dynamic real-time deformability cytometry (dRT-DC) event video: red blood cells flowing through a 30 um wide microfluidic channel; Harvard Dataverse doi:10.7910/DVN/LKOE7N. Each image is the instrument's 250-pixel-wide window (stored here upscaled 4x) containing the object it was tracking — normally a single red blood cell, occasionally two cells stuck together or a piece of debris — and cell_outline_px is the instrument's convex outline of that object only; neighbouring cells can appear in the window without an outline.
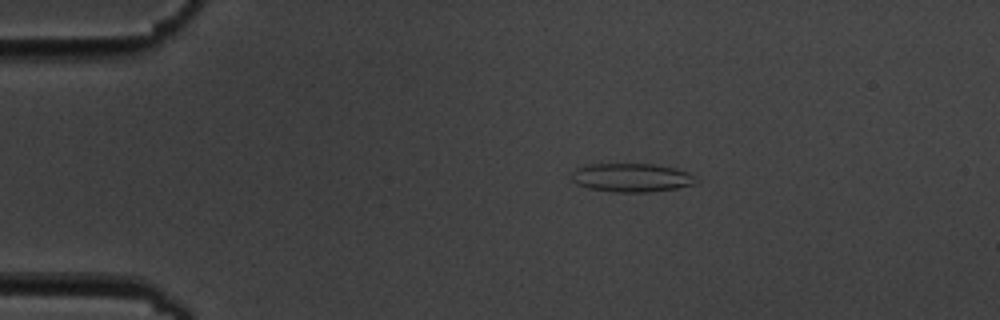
{"species": "common noctule bat (a hibernating species)", "species_latin": "Nyctalus noctula", "temperature_condition": "cold", "stored_images_in_passage": 5, "camera_frame_rate_fps": 3000, "um_per_image_px": 0.085, "animal": {"sex": "male", "body_mass_g": 19.5, "forearm_length_mm": 54.6}, "frame": {"image": 1, "passage_image": 3, "time_ms": 2.667, "image_size_px": [1000, 320], "cell_outline_px": [[696, 184], [676, 188], [648, 192], [616, 192], [588, 188], [576, 184], [572, 180], [572, 172], [576, 168], [584, 164], [656, 164], [676, 168], [688, 172], [696, 176]], "centroid_in_image_um": [53.68, 15.09], "position_along_channel_um": 31.3, "area_um2": 20.92}}